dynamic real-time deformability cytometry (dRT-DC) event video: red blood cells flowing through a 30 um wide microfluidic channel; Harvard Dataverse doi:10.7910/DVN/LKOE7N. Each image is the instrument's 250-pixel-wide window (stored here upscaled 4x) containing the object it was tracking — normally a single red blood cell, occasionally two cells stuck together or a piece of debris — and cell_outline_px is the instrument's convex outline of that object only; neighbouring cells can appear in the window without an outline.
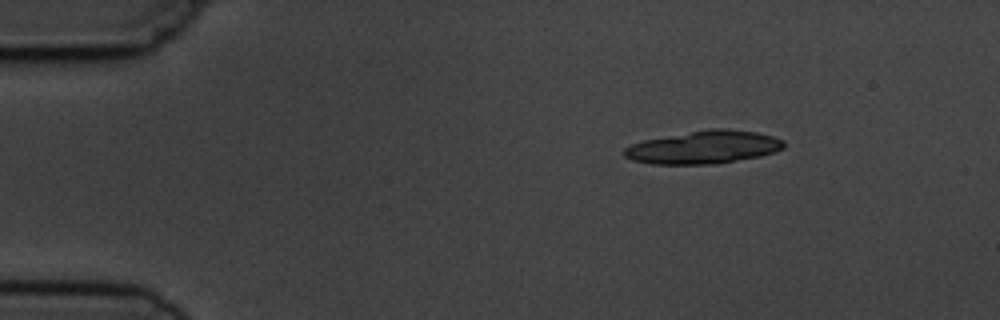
{"species": "common noctule bat (a hibernating species)", "species_latin": "Nyctalus noctula", "temperature_condition": "cold", "stored_images_in_passage": 12, "segment_of_instrument_passage": [1, 2], "camera_frame_rate_fps": 3000, "um_per_image_px": 0.085, "animal": {"sex": "male", "body_mass_g": 19.5, "forearm_length_mm": 54.6}, "frame": {"image": 1, "passage_image": 1, "time_ms": 0.0, "image_size_px": [1000, 320], "cell_outline_px": [[784, 148], [760, 156], [708, 164], [652, 164], [632, 160], [624, 156], [620, 152], [624, 148], [632, 144], [644, 140], [708, 128], [728, 128], [756, 132], [772, 136], [784, 140]], "centroid_in_image_um": [59.77, 12.5], "position_along_channel_um": 25.2, "area_um2": 30.52}}